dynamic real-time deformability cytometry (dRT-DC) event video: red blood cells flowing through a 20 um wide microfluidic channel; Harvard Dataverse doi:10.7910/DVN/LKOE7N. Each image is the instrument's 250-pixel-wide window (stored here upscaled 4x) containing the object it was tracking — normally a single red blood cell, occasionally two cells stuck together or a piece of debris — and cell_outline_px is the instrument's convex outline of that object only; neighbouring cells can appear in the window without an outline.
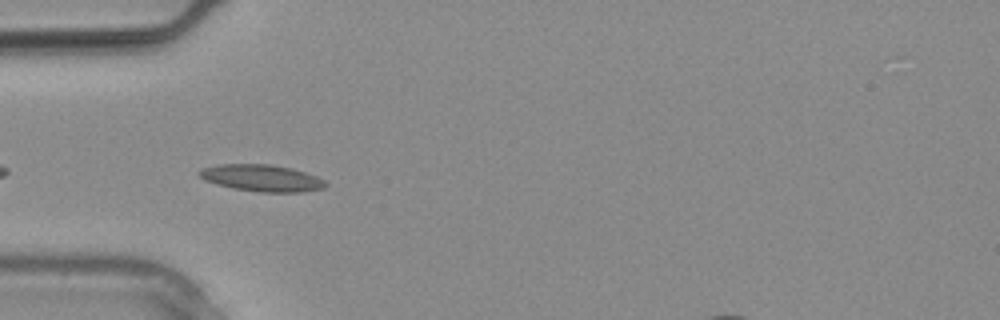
{"species": "common noctule bat (a hibernating species)", "species_latin": "Nyctalus noctula", "temperature_condition": "warm", "stored_images_in_passage": 19, "camera_frame_rate_fps": 3000, "um_per_image_px": 0.085, "animal": {"sex": "male", "body_mass_g": 20.4}, "frame": {"image": 1, "passage_image": 9, "time_ms": 2.667, "image_size_px": [1000, 320], "cell_outline_px": [[328, 184], [324, 188], [300, 192], [260, 192], [232, 188], [216, 184], [204, 180], [200, 176], [200, 168], [220, 164], [272, 164], [292, 168], [316, 176], [324, 180]], "centroid_in_image_um": [22.25, 15.13], "position_along_channel_um": 62.8, "area_um2": 19.71}}